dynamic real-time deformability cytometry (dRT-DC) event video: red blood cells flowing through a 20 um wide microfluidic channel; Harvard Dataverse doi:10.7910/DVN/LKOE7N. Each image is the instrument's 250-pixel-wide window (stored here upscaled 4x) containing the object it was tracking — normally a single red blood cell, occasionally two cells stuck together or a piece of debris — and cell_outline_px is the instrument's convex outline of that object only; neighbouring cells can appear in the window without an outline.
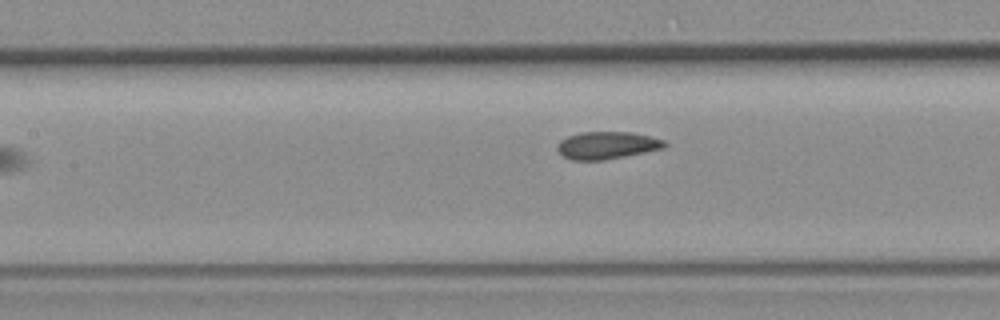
{"species": "common noctule bat (a hibernating species)", "species_latin": "Nyctalus noctula", "temperature_condition": "room temperature", "stored_images_in_passage": 8, "camera_frame_rate_fps": 3000, "um_per_image_px": 0.085, "animal": {"sex": "female", "body_mass_g": 19.3, "forearm_length_mm": 54.1}, "frame": {"image": 1, "passage_image": 8, "time_ms": 9.667, "image_size_px": [1000, 320], "cell_outline_px": [[668, 144], [664, 148], [624, 156], [600, 160], [572, 160], [564, 156], [556, 148], [556, 144], [560, 140], [568, 136], [580, 132], [632, 132], [664, 140]], "centroid_in_image_um": [51.57, 12.34], "position_along_channel_um": 155.8, "area_um2": 16.99}}